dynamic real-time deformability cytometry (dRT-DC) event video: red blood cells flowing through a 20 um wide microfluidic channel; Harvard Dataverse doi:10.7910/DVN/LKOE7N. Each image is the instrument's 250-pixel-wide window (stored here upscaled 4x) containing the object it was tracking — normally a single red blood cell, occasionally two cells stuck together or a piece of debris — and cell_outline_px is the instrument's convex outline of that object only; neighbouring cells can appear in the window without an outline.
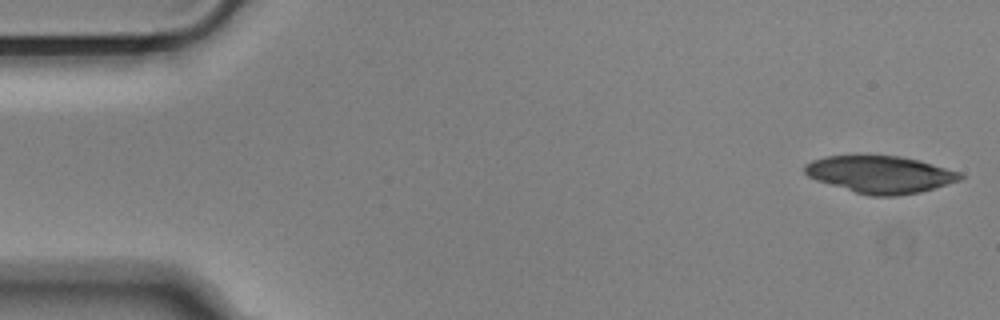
{"species": "Egyptian fruit bat (a non-hibernating species)", "species_latin": "Rousettus aegyptiacus", "temperature_condition": "cold", "stored_images_in_passage": 53, "camera_frame_rate_fps": 3000, "um_per_image_px": 0.085, "animal": {"sex": "male"}, "frame": {"image": 1, "passage_image": 1, "time_ms": 0.0, "image_size_px": [1000, 320], "cell_outline_px": [[964, 176], [960, 180], [920, 192], [896, 196], [872, 196], [856, 192], [816, 180], [808, 176], [804, 172], [804, 164], [812, 160], [828, 156], [900, 156], [920, 160], [960, 172]], "centroid_in_image_um": [74.82, 14.82], "position_along_channel_um": 10.2, "area_um2": 33.41}}